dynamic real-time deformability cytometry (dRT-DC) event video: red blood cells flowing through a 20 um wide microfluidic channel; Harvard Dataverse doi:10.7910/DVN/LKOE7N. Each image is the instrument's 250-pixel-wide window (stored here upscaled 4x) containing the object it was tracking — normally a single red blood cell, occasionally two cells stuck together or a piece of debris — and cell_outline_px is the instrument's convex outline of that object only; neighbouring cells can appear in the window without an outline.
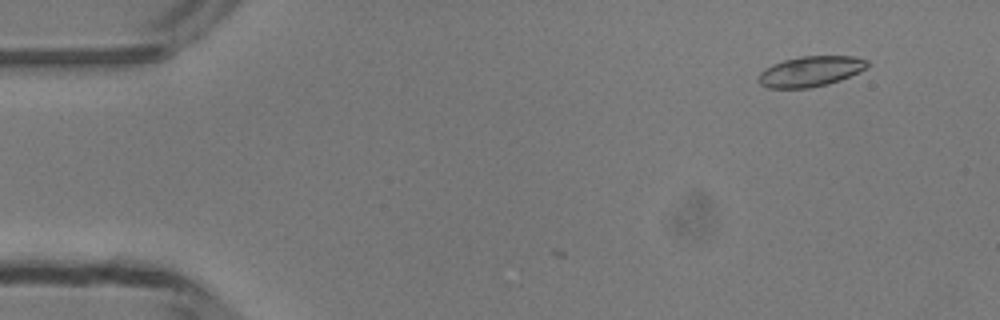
{"species": "common noctule bat (a hibernating species)", "species_latin": "Nyctalus noctula", "temperature_condition": "room temperature", "stored_images_in_passage": 5, "camera_frame_rate_fps": 3000, "um_per_image_px": 0.085, "animal": {"sex": "male", "body_mass_g": 13.3}, "frame": {"image": 1, "passage_image": 1, "time_ms": 0.0, "image_size_px": [1000, 320], "cell_outline_px": [[868, 64], [864, 68], [840, 80], [828, 84], [808, 88], [768, 88], [760, 84], [760, 72], [764, 68], [772, 64], [784, 60], [800, 56], [852, 56], [868, 60]], "centroid_in_image_um": [68.85, 6.06], "position_along_channel_um": 16.1, "area_um2": 19.02}}